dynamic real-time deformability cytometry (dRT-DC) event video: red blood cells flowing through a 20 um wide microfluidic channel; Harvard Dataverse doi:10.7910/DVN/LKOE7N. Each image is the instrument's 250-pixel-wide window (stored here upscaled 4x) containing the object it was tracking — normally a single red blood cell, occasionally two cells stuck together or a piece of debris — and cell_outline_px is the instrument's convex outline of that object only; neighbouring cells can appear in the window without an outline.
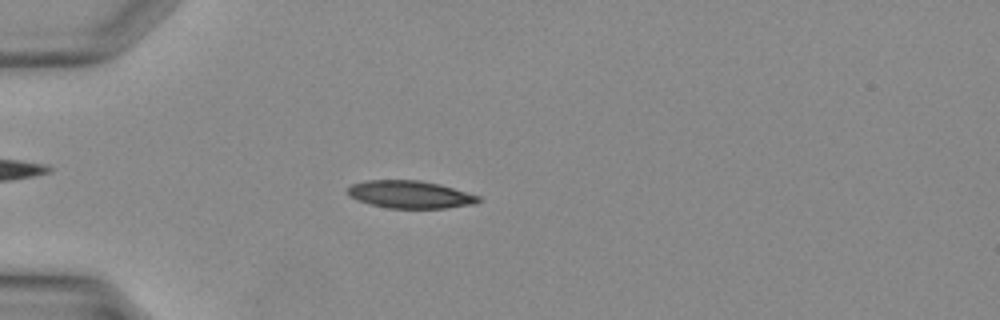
{"species": "Egyptian fruit bat (a non-hibernating species)", "species_latin": "Rousettus aegyptiacus", "temperature_condition": "warm", "stored_images_in_passage": 30, "camera_frame_rate_fps": 3000, "um_per_image_px": 0.085, "animal": {"sex": "female"}, "frame": {"image": 1, "passage_image": 3, "time_ms": 0.667, "image_size_px": [1000, 320], "cell_outline_px": [[480, 200], [472, 204], [444, 208], [388, 208], [368, 204], [352, 196], [348, 192], [348, 188], [352, 184], [368, 180], [420, 180], [452, 188], [480, 196]], "centroid_in_image_um": [34.84, 16.53], "position_along_channel_um": 50.2, "area_um2": 20.58}}
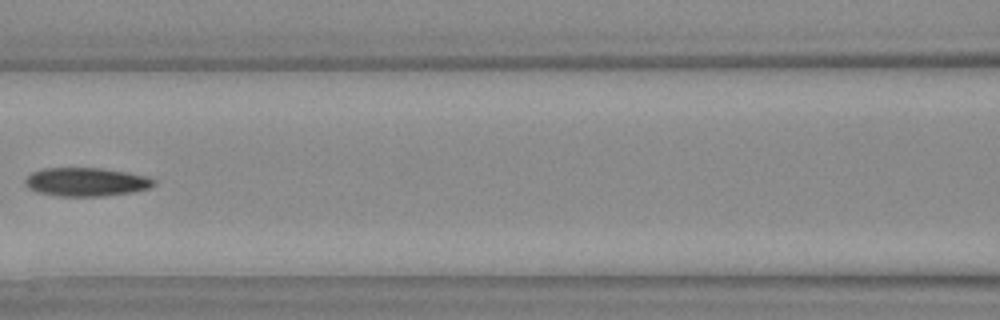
{"frame": {"image": 2, "passage_image": 10, "time_ms": 3.0, "image_size_px": [1000, 320], "cell_outline_px": [[156, 184], [148, 188], [132, 192], [100, 196], [60, 196], [40, 192], [32, 188], [24, 180], [32, 172], [44, 168], [104, 168], [128, 172], [148, 176], [156, 180]], "centroid_in_image_um": [7.4, 15.45], "position_along_channel_um": 159.2, "area_um2": 21.21}}
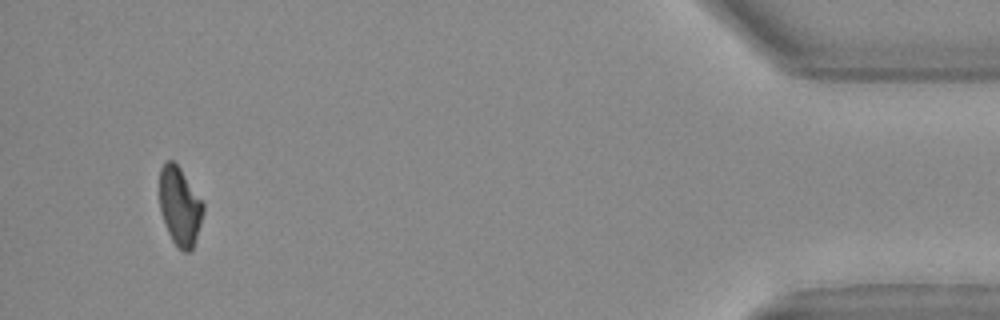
{"frame": {"image": 3, "passage_image": 28, "time_ms": 9.0, "image_size_px": [1000, 320], "cell_outline_px": [[204, 212], [192, 248], [188, 252], [184, 252], [172, 240], [168, 232], [160, 212], [160, 168], [164, 160], [172, 160], [180, 168], [204, 204]], "centroid_in_image_um": [15.27, 17.5], "position_along_channel_um": 419.9, "area_um2": 19.71}}